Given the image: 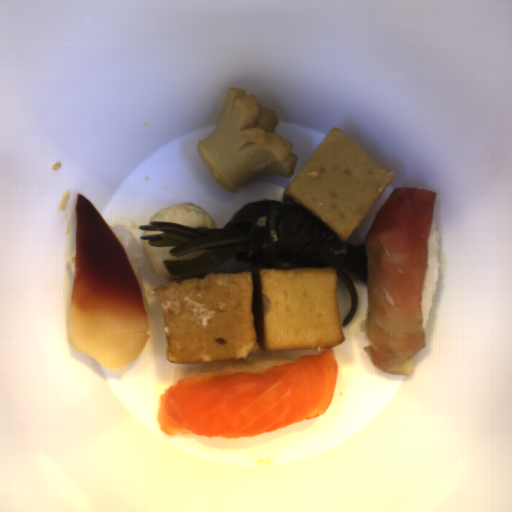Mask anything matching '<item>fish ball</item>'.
Here are the masks:
<instances>
[{"instance_id": "fish-ball-1", "label": "fish ball", "mask_w": 512, "mask_h": 512, "mask_svg": "<svg viewBox=\"0 0 512 512\" xmlns=\"http://www.w3.org/2000/svg\"><path fill=\"white\" fill-rule=\"evenodd\" d=\"M166 360L191 365L345 341L332 267L243 270L162 283Z\"/></svg>"}, {"instance_id": "fish-ball-2", "label": "fish ball", "mask_w": 512, "mask_h": 512, "mask_svg": "<svg viewBox=\"0 0 512 512\" xmlns=\"http://www.w3.org/2000/svg\"><path fill=\"white\" fill-rule=\"evenodd\" d=\"M378 165L340 128H332L285 188L281 202L302 205L347 241L391 184Z\"/></svg>"}, {"instance_id": "fish-ball-3", "label": "fish ball", "mask_w": 512, "mask_h": 512, "mask_svg": "<svg viewBox=\"0 0 512 512\" xmlns=\"http://www.w3.org/2000/svg\"><path fill=\"white\" fill-rule=\"evenodd\" d=\"M169 222L194 228H215L212 218L207 212L196 204H171L158 211L147 223ZM146 225V226H147Z\"/></svg>"}, {"instance_id": "fish-ball-4", "label": "fish ball", "mask_w": 512, "mask_h": 512, "mask_svg": "<svg viewBox=\"0 0 512 512\" xmlns=\"http://www.w3.org/2000/svg\"><path fill=\"white\" fill-rule=\"evenodd\" d=\"M141 246L146 256V262L151 269L152 273L163 277L165 279H183L188 276H171L167 268L164 266V261L176 260H189L197 259L202 255L211 252L210 249H203L198 251L189 252L179 256L169 254V251L175 246H151L149 240H141Z\"/></svg>"}, {"instance_id": "fish-ball-5", "label": "fish ball", "mask_w": 512, "mask_h": 512, "mask_svg": "<svg viewBox=\"0 0 512 512\" xmlns=\"http://www.w3.org/2000/svg\"><path fill=\"white\" fill-rule=\"evenodd\" d=\"M161 233H165V231H145L144 230L142 236H144V235H158V234H161Z\"/></svg>"}]
</instances>
